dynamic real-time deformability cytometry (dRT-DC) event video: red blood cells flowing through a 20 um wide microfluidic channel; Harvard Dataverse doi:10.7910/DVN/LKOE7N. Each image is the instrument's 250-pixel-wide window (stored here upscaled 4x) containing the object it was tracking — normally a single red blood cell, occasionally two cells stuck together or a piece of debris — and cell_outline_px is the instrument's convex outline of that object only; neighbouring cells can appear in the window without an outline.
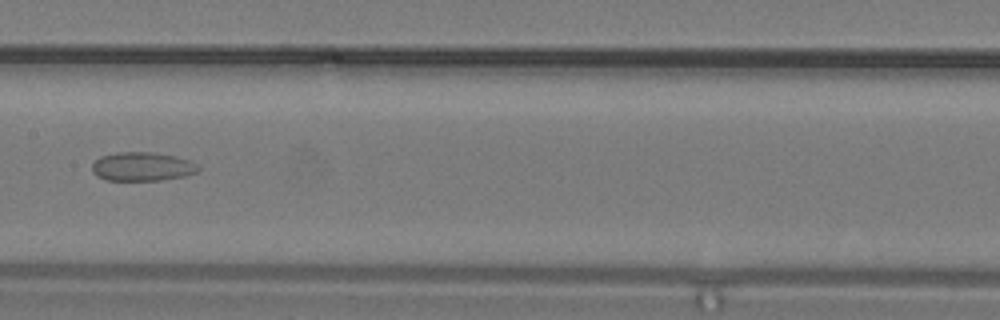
{"species": "common noctule bat (a hibernating species)", "species_latin": "Nyctalus noctula", "temperature_condition": "warm", "stored_images_in_passage": 11, "camera_frame_rate_fps": 3000, "um_per_image_px": 0.085, "animal": {"sex": "male", "body_mass_g": 19.2, "forearm_length_mm": 51.8}, "frame": {"image": 1, "passage_image": 10, "time_ms": 3.0, "image_size_px": [1000, 320], "cell_outline_px": [[200, 168], [196, 172], [184, 176], [160, 180], [104, 180], [96, 176], [92, 172], [92, 164], [100, 156], [120, 152], [148, 152], [176, 156], [188, 160], [196, 164]], "centroid_in_image_um": [12.05, 14.16], "position_along_channel_um": 195.3, "area_um2": 17.74}}